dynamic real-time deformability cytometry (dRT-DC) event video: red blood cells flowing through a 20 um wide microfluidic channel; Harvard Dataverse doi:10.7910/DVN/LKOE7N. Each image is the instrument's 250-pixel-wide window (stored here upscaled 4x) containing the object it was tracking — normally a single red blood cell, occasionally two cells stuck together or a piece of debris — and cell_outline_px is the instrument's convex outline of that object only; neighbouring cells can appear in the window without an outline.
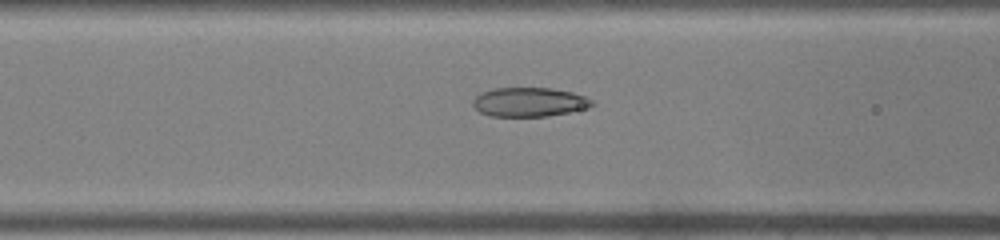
{"species": "common noctule bat (a hibernating species)", "species_latin": "Nyctalus noctula", "temperature_condition": "warm", "stored_images_in_passage": 39, "camera_frame_rate_fps": 3000, "um_per_image_px": 0.085, "animal": {"sex": "male", "body_mass_g": 19.0, "forearm_length_mm": 50.8}, "frame": {"image": 1, "passage_image": 13, "time_ms": 4.0, "image_size_px": [1000, 240], "cell_outline_px": [[596, 104], [588, 108], [548, 116], [488, 116], [480, 112], [472, 104], [472, 100], [480, 92], [492, 88], [552, 88], [572, 92], [584, 96], [592, 100]], "centroid_in_image_um": [44.97, 8.67], "position_along_channel_um": 121.6, "area_um2": 20.35}}
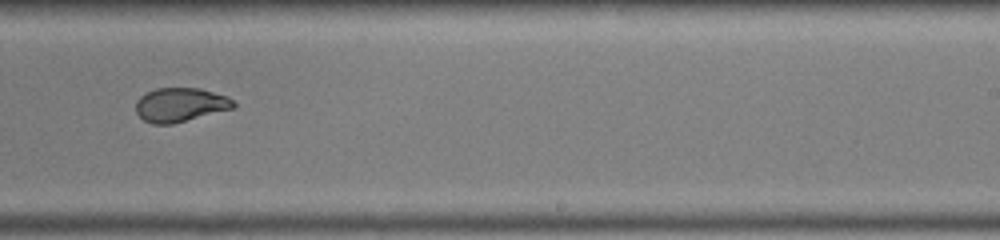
{"frame": {"image": 2, "passage_image": 23, "time_ms": 7.333, "image_size_px": [1000, 240], "cell_outline_px": [[236, 108], [172, 124], [152, 124], [144, 120], [136, 112], [136, 100], [140, 96], [156, 88], [200, 88], [228, 96], [236, 104]], "centroid_in_image_um": [15.35, 8.91], "position_along_channel_um": 273.7, "area_um2": 19.48}}
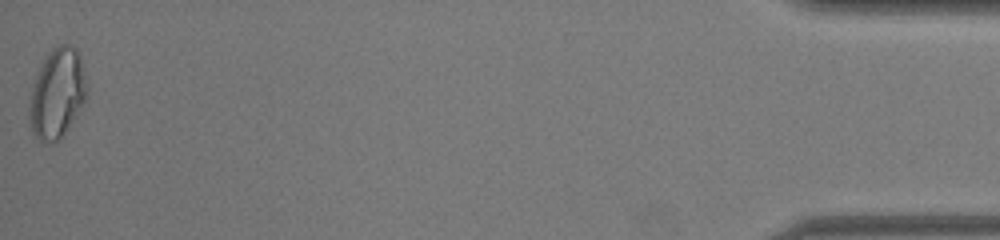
{"frame": {"image": 3, "passage_image": 39, "time_ms": 12.667, "image_size_px": [1000, 240], "cell_outline_px": [[88, 92], [76, 116], [60, 140], [40, 144], [32, 132], [28, 120], [28, 108], [32, 88], [36, 72], [44, 56], [52, 48], [60, 44], [72, 44], [76, 48], [80, 56], [88, 80]], "centroid_in_image_um": [4.85, 7.93], "position_along_channel_um": 430.4, "area_um2": 30.87}}